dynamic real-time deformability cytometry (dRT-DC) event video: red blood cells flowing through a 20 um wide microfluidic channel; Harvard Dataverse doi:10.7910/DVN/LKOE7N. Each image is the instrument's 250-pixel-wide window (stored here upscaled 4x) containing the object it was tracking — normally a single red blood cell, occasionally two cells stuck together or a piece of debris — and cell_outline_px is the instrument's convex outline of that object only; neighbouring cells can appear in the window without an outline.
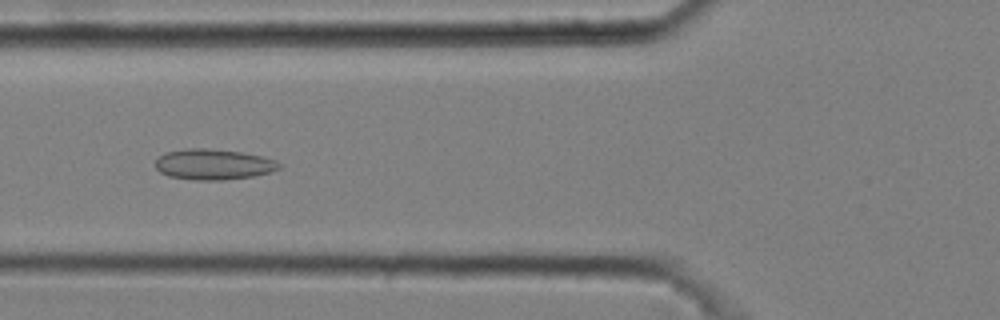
{"species": "common noctule bat (a hibernating species)", "species_latin": "Nyctalus noctula", "temperature_condition": "cold", "stored_images_in_passage": 9, "camera_frame_rate_fps": 3000, "um_per_image_px": 0.085, "animal": {"sex": "male", "body_mass_g": 20.4}, "frame": {"image": 1, "passage_image": 6, "time_ms": 1.667, "image_size_px": [1000, 320], "cell_outline_px": [[280, 168], [268, 172], [252, 176], [220, 180], [196, 180], [168, 176], [160, 172], [156, 168], [156, 160], [164, 152], [184, 148], [208, 148], [244, 152], [276, 160], [280, 164]], "centroid_in_image_um": [18.11, 13.95], "position_along_channel_um": 107.7, "area_um2": 22.08}}
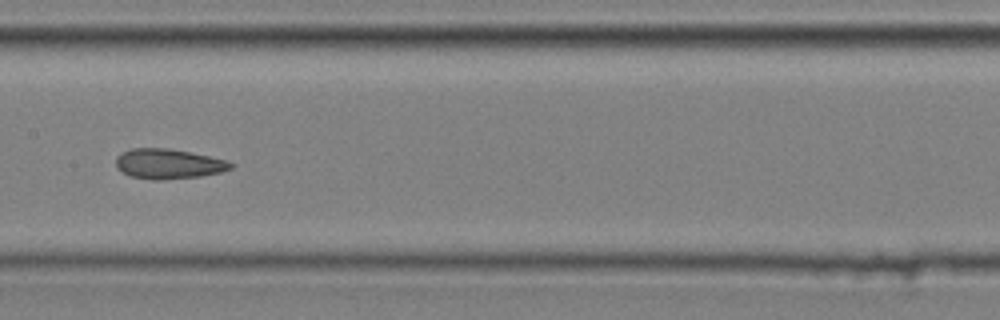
{"frame": {"image": 2, "passage_image": 8, "time_ms": 2.333, "image_size_px": [1000, 320], "cell_outline_px": [[236, 164], [232, 168], [220, 172], [200, 176], [160, 180], [152, 180], [132, 176], [116, 168], [116, 156], [120, 152], [132, 148], [168, 148], [228, 160]], "centroid_in_image_um": [14.31, 13.92], "position_along_channel_um": 193.1, "area_um2": 20.06}}
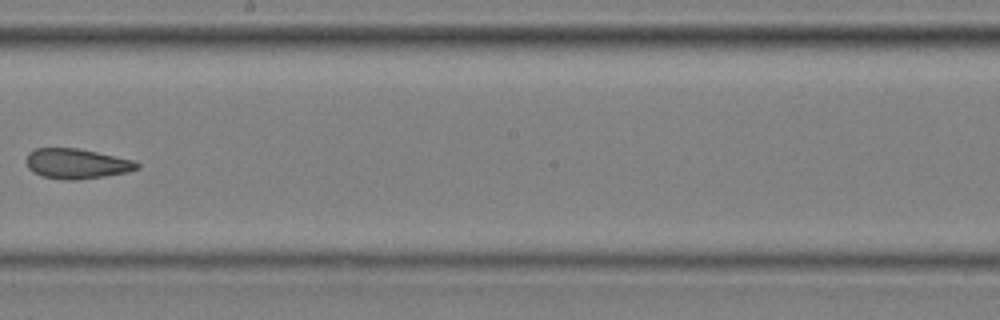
{"frame": {"image": 3, "passage_image": 9, "time_ms": 2.667, "image_size_px": [1000, 320], "cell_outline_px": [[140, 168], [128, 172], [104, 176], [76, 180], [64, 180], [40, 176], [32, 172], [28, 168], [24, 160], [28, 152], [36, 148], [80, 148], [116, 156], [132, 160], [140, 164]], "centroid_in_image_um": [6.47, 13.91], "position_along_channel_um": 241.7, "area_um2": 19.71}}